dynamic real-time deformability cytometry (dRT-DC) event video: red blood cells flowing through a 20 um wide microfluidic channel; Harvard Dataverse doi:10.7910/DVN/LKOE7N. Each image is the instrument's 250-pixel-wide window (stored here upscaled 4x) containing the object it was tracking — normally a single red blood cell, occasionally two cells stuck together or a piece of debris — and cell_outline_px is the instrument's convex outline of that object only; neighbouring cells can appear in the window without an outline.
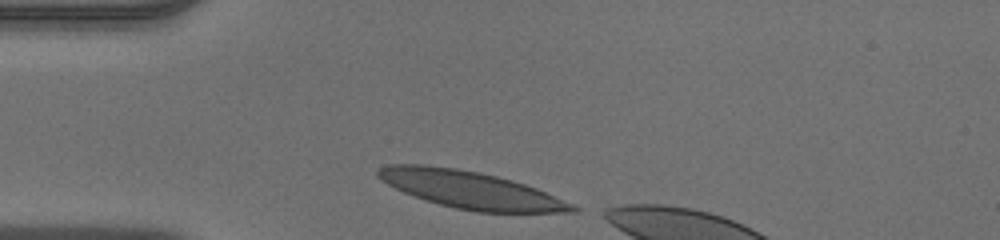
{"species": "human", "species_latin": "Homo sapiens", "temperature_condition": "warm", "stored_images_in_passage": 7, "camera_frame_rate_fps": 3000, "um_per_image_px": 0.085, "donor": {"sex": "male"}, "frame": {"image": 1, "passage_image": 1, "time_ms": 0.0, "image_size_px": [1000, 240], "cell_outline_px": [[580, 212], [476, 212], [456, 208], [424, 200], [404, 192], [380, 180], [376, 176], [376, 172], [380, 168], [388, 164], [424, 164], [456, 168], [480, 172], [512, 180], [536, 188], [572, 204], [580, 208]], "centroid_in_image_um": [39.97, 16.13], "position_along_channel_um": 45.0, "area_um2": 42.02}}
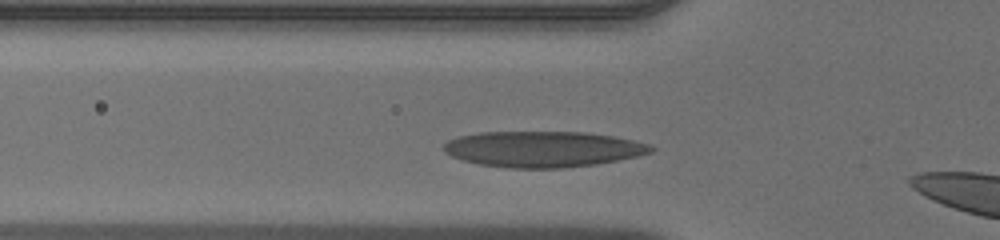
{"frame": {"image": 2, "passage_image": 5, "time_ms": 1.333, "image_size_px": [1000, 240], "cell_outline_px": [[656, 148], [652, 152], [636, 156], [596, 164], [564, 168], [508, 168], [480, 164], [464, 160], [452, 156], [444, 152], [444, 144], [448, 140], [456, 136], [480, 132], [584, 132], [612, 136], [632, 140], [648, 144]], "centroid_in_image_um": [46.12, 12.67], "position_along_channel_um": 79.7, "area_um2": 43.23}}